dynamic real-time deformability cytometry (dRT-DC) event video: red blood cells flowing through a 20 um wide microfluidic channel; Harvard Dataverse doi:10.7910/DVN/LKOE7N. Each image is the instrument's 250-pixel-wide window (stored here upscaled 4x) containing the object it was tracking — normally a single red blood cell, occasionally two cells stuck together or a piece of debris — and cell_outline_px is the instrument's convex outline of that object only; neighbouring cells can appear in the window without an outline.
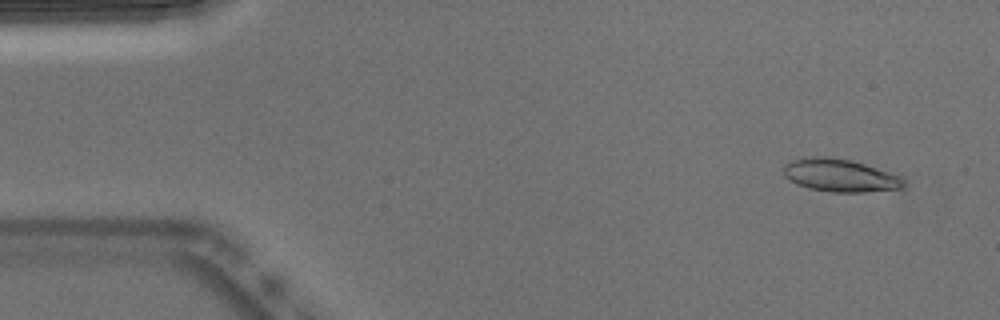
{"species": "Egyptian fruit bat (a non-hibernating species)", "species_latin": "Rousettus aegyptiacus", "temperature_condition": "warm", "stored_images_in_passage": 53, "camera_frame_rate_fps": 3000, "um_per_image_px": 0.085, "animal": {"sex": "male"}, "frame": {"image": 1, "passage_image": 3, "time_ms": 0.667, "image_size_px": [1000, 320], "cell_outline_px": [[904, 188], [864, 192], [832, 192], [808, 188], [796, 184], [788, 180], [784, 176], [784, 164], [788, 160], [804, 156], [824, 156], [852, 160], [900, 176], [904, 180]], "centroid_in_image_um": [71.33, 14.9], "position_along_channel_um": 13.7, "area_um2": 23.18}}
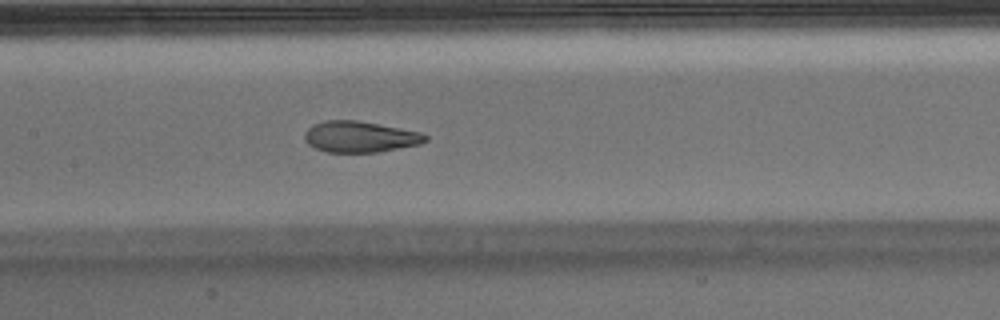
{"frame": {"image": 2, "passage_image": 24, "time_ms": 7.667, "image_size_px": [1000, 320], "cell_outline_px": [[428, 140], [420, 144], [376, 152], [328, 152], [316, 148], [308, 144], [304, 136], [304, 132], [312, 124], [324, 120], [356, 120], [400, 128], [420, 132], [428, 136]], "centroid_in_image_um": [30.58, 11.62], "position_along_channel_um": 176.8, "area_um2": 21.79}}
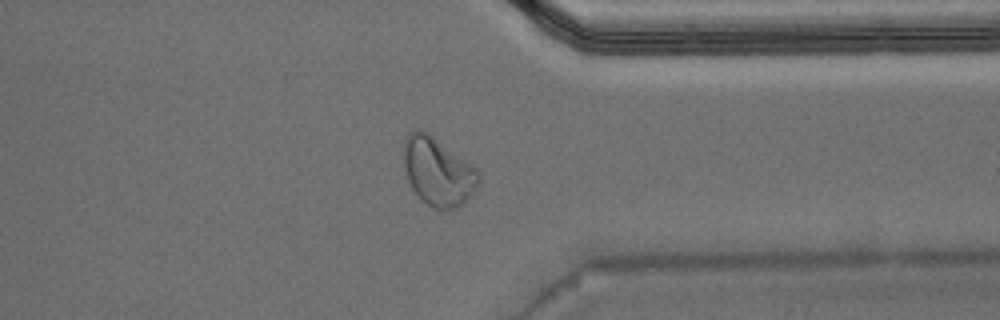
{"frame": {"image": 3, "passage_image": 40, "time_ms": 13.0, "image_size_px": [1000, 320], "cell_outline_px": [[480, 180], [464, 204], [456, 208], [436, 208], [428, 204], [412, 188], [408, 180], [404, 164], [404, 140], [408, 132], [416, 128], [428, 132], [476, 168], [480, 172]], "centroid_in_image_um": [37.22, 14.55], "position_along_channel_um": 374.2, "area_um2": 29.36}, "authors_computed_cell_mechanics": {"area_um2": 22.831, "velocity_mm_per_s": 3.7932, "shape_relaxation_time_tau1_ms": 6.1142, "shape_relaxation_time_tau2_ms": 0.7872, "deformation_change_tau1": 0.2227, "deformation_change_tau2": 0.0536}}